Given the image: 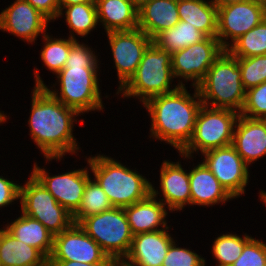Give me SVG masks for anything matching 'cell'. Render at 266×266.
<instances>
[{
    "mask_svg": "<svg viewBox=\"0 0 266 266\" xmlns=\"http://www.w3.org/2000/svg\"><path fill=\"white\" fill-rule=\"evenodd\" d=\"M160 192L163 197L159 200L169 212L181 211L190 204L189 172L182 168L181 162L164 160L160 167Z\"/></svg>",
    "mask_w": 266,
    "mask_h": 266,
    "instance_id": "e0dca14e",
    "label": "cell"
},
{
    "mask_svg": "<svg viewBox=\"0 0 266 266\" xmlns=\"http://www.w3.org/2000/svg\"><path fill=\"white\" fill-rule=\"evenodd\" d=\"M49 261H78L80 263L110 262V257L86 234L79 224L54 235Z\"/></svg>",
    "mask_w": 266,
    "mask_h": 266,
    "instance_id": "9a60e30c",
    "label": "cell"
},
{
    "mask_svg": "<svg viewBox=\"0 0 266 266\" xmlns=\"http://www.w3.org/2000/svg\"><path fill=\"white\" fill-rule=\"evenodd\" d=\"M79 225L108 257L128 255L134 235L124 208L112 207L110 210L85 217Z\"/></svg>",
    "mask_w": 266,
    "mask_h": 266,
    "instance_id": "ba28073f",
    "label": "cell"
},
{
    "mask_svg": "<svg viewBox=\"0 0 266 266\" xmlns=\"http://www.w3.org/2000/svg\"><path fill=\"white\" fill-rule=\"evenodd\" d=\"M106 193L94 179H89L78 210L72 215L73 222L79 224L85 217L99 214L112 208Z\"/></svg>",
    "mask_w": 266,
    "mask_h": 266,
    "instance_id": "f546056e",
    "label": "cell"
},
{
    "mask_svg": "<svg viewBox=\"0 0 266 266\" xmlns=\"http://www.w3.org/2000/svg\"><path fill=\"white\" fill-rule=\"evenodd\" d=\"M53 266H109L110 262L80 263L78 261H50Z\"/></svg>",
    "mask_w": 266,
    "mask_h": 266,
    "instance_id": "f35d334b",
    "label": "cell"
},
{
    "mask_svg": "<svg viewBox=\"0 0 266 266\" xmlns=\"http://www.w3.org/2000/svg\"><path fill=\"white\" fill-rule=\"evenodd\" d=\"M197 89L203 105L240 113L246 90L242 85L237 58L224 50L208 69Z\"/></svg>",
    "mask_w": 266,
    "mask_h": 266,
    "instance_id": "5b68a950",
    "label": "cell"
},
{
    "mask_svg": "<svg viewBox=\"0 0 266 266\" xmlns=\"http://www.w3.org/2000/svg\"><path fill=\"white\" fill-rule=\"evenodd\" d=\"M253 1H255V2H257V3H261V4H263L264 6H266V0H253Z\"/></svg>",
    "mask_w": 266,
    "mask_h": 266,
    "instance_id": "7dc6e473",
    "label": "cell"
},
{
    "mask_svg": "<svg viewBox=\"0 0 266 266\" xmlns=\"http://www.w3.org/2000/svg\"><path fill=\"white\" fill-rule=\"evenodd\" d=\"M32 169V175L43 184L60 205L73 215L81 205L85 186L91 178L88 167L58 173V175H50L37 163H34Z\"/></svg>",
    "mask_w": 266,
    "mask_h": 266,
    "instance_id": "5bb4252c",
    "label": "cell"
},
{
    "mask_svg": "<svg viewBox=\"0 0 266 266\" xmlns=\"http://www.w3.org/2000/svg\"><path fill=\"white\" fill-rule=\"evenodd\" d=\"M44 42V47L40 52L41 60L44 66L52 71L54 74H58L65 66L66 60L68 58L71 49V38H53L45 33L42 36Z\"/></svg>",
    "mask_w": 266,
    "mask_h": 266,
    "instance_id": "1f68e13d",
    "label": "cell"
},
{
    "mask_svg": "<svg viewBox=\"0 0 266 266\" xmlns=\"http://www.w3.org/2000/svg\"><path fill=\"white\" fill-rule=\"evenodd\" d=\"M21 214L4 228L16 239L38 249L49 259L53 250L54 235L40 221Z\"/></svg>",
    "mask_w": 266,
    "mask_h": 266,
    "instance_id": "cb8c5ba5",
    "label": "cell"
},
{
    "mask_svg": "<svg viewBox=\"0 0 266 266\" xmlns=\"http://www.w3.org/2000/svg\"><path fill=\"white\" fill-rule=\"evenodd\" d=\"M208 36L188 22L179 21L171 29L159 33L152 42L171 55L189 45L201 42Z\"/></svg>",
    "mask_w": 266,
    "mask_h": 266,
    "instance_id": "4316f807",
    "label": "cell"
},
{
    "mask_svg": "<svg viewBox=\"0 0 266 266\" xmlns=\"http://www.w3.org/2000/svg\"><path fill=\"white\" fill-rule=\"evenodd\" d=\"M50 21L58 19L60 12L58 0H26Z\"/></svg>",
    "mask_w": 266,
    "mask_h": 266,
    "instance_id": "74e56055",
    "label": "cell"
},
{
    "mask_svg": "<svg viewBox=\"0 0 266 266\" xmlns=\"http://www.w3.org/2000/svg\"><path fill=\"white\" fill-rule=\"evenodd\" d=\"M227 51L235 58L266 55V18L237 39Z\"/></svg>",
    "mask_w": 266,
    "mask_h": 266,
    "instance_id": "f1b7e54d",
    "label": "cell"
},
{
    "mask_svg": "<svg viewBox=\"0 0 266 266\" xmlns=\"http://www.w3.org/2000/svg\"><path fill=\"white\" fill-rule=\"evenodd\" d=\"M20 198V185L0 176V208L7 207Z\"/></svg>",
    "mask_w": 266,
    "mask_h": 266,
    "instance_id": "8d00e7d4",
    "label": "cell"
},
{
    "mask_svg": "<svg viewBox=\"0 0 266 266\" xmlns=\"http://www.w3.org/2000/svg\"><path fill=\"white\" fill-rule=\"evenodd\" d=\"M96 0H58L60 11L63 7L73 5V4H82L86 2H95Z\"/></svg>",
    "mask_w": 266,
    "mask_h": 266,
    "instance_id": "60d3db41",
    "label": "cell"
},
{
    "mask_svg": "<svg viewBox=\"0 0 266 266\" xmlns=\"http://www.w3.org/2000/svg\"><path fill=\"white\" fill-rule=\"evenodd\" d=\"M20 185L21 212L40 221L53 235L68 229L74 222L72 214L32 174Z\"/></svg>",
    "mask_w": 266,
    "mask_h": 266,
    "instance_id": "9c48e42d",
    "label": "cell"
},
{
    "mask_svg": "<svg viewBox=\"0 0 266 266\" xmlns=\"http://www.w3.org/2000/svg\"><path fill=\"white\" fill-rule=\"evenodd\" d=\"M259 197H260V200L264 203V205L266 206V192L261 190L259 192Z\"/></svg>",
    "mask_w": 266,
    "mask_h": 266,
    "instance_id": "ee69618b",
    "label": "cell"
},
{
    "mask_svg": "<svg viewBox=\"0 0 266 266\" xmlns=\"http://www.w3.org/2000/svg\"><path fill=\"white\" fill-rule=\"evenodd\" d=\"M231 266H266V243L252 237Z\"/></svg>",
    "mask_w": 266,
    "mask_h": 266,
    "instance_id": "d590c367",
    "label": "cell"
},
{
    "mask_svg": "<svg viewBox=\"0 0 266 266\" xmlns=\"http://www.w3.org/2000/svg\"><path fill=\"white\" fill-rule=\"evenodd\" d=\"M186 86L149 98L143 106L151 118L150 137L167 142L179 153L191 140L202 101L197 87Z\"/></svg>",
    "mask_w": 266,
    "mask_h": 266,
    "instance_id": "3957f363",
    "label": "cell"
},
{
    "mask_svg": "<svg viewBox=\"0 0 266 266\" xmlns=\"http://www.w3.org/2000/svg\"><path fill=\"white\" fill-rule=\"evenodd\" d=\"M64 9L65 11H63ZM61 16L65 17V21L70 30L69 38L72 39H77L74 33L79 35V37L81 36V38L86 37V35L90 34L99 25L96 2L65 6L59 12L58 18Z\"/></svg>",
    "mask_w": 266,
    "mask_h": 266,
    "instance_id": "83f0119b",
    "label": "cell"
},
{
    "mask_svg": "<svg viewBox=\"0 0 266 266\" xmlns=\"http://www.w3.org/2000/svg\"><path fill=\"white\" fill-rule=\"evenodd\" d=\"M232 145L248 166L266 156V119L239 115Z\"/></svg>",
    "mask_w": 266,
    "mask_h": 266,
    "instance_id": "ac0fdd59",
    "label": "cell"
},
{
    "mask_svg": "<svg viewBox=\"0 0 266 266\" xmlns=\"http://www.w3.org/2000/svg\"><path fill=\"white\" fill-rule=\"evenodd\" d=\"M173 79L171 54L159 49L152 42L143 53L134 75L120 90H117L116 95L122 93L123 98L138 97L144 104L151 97L185 86L179 79L178 84L172 88Z\"/></svg>",
    "mask_w": 266,
    "mask_h": 266,
    "instance_id": "8992f818",
    "label": "cell"
},
{
    "mask_svg": "<svg viewBox=\"0 0 266 266\" xmlns=\"http://www.w3.org/2000/svg\"><path fill=\"white\" fill-rule=\"evenodd\" d=\"M237 61L245 90L266 81V55L237 58Z\"/></svg>",
    "mask_w": 266,
    "mask_h": 266,
    "instance_id": "d6a6232c",
    "label": "cell"
},
{
    "mask_svg": "<svg viewBox=\"0 0 266 266\" xmlns=\"http://www.w3.org/2000/svg\"><path fill=\"white\" fill-rule=\"evenodd\" d=\"M158 194L160 192L151 185V194L147 198L124 208L133 235L169 227L165 220L167 207L158 199Z\"/></svg>",
    "mask_w": 266,
    "mask_h": 266,
    "instance_id": "d6986e66",
    "label": "cell"
},
{
    "mask_svg": "<svg viewBox=\"0 0 266 266\" xmlns=\"http://www.w3.org/2000/svg\"><path fill=\"white\" fill-rule=\"evenodd\" d=\"M247 234L238 236L233 233L219 235L213 242L212 255L217 266H231L241 255L244 245L251 239Z\"/></svg>",
    "mask_w": 266,
    "mask_h": 266,
    "instance_id": "4dcf8cb0",
    "label": "cell"
},
{
    "mask_svg": "<svg viewBox=\"0 0 266 266\" xmlns=\"http://www.w3.org/2000/svg\"><path fill=\"white\" fill-rule=\"evenodd\" d=\"M152 0H131V2L133 3L134 7L139 10L140 8H142L145 4L151 2Z\"/></svg>",
    "mask_w": 266,
    "mask_h": 266,
    "instance_id": "7bdbcfd3",
    "label": "cell"
},
{
    "mask_svg": "<svg viewBox=\"0 0 266 266\" xmlns=\"http://www.w3.org/2000/svg\"><path fill=\"white\" fill-rule=\"evenodd\" d=\"M240 115L250 119H266V81L246 90Z\"/></svg>",
    "mask_w": 266,
    "mask_h": 266,
    "instance_id": "836d02e7",
    "label": "cell"
},
{
    "mask_svg": "<svg viewBox=\"0 0 266 266\" xmlns=\"http://www.w3.org/2000/svg\"><path fill=\"white\" fill-rule=\"evenodd\" d=\"M86 159L94 179L102 187L113 207L125 208L151 194L152 183L118 160L101 154Z\"/></svg>",
    "mask_w": 266,
    "mask_h": 266,
    "instance_id": "277c9868",
    "label": "cell"
},
{
    "mask_svg": "<svg viewBox=\"0 0 266 266\" xmlns=\"http://www.w3.org/2000/svg\"><path fill=\"white\" fill-rule=\"evenodd\" d=\"M202 162L233 197L244 194L249 182V167L231 144L203 153Z\"/></svg>",
    "mask_w": 266,
    "mask_h": 266,
    "instance_id": "7c38bea8",
    "label": "cell"
},
{
    "mask_svg": "<svg viewBox=\"0 0 266 266\" xmlns=\"http://www.w3.org/2000/svg\"><path fill=\"white\" fill-rule=\"evenodd\" d=\"M7 120V116L6 114H4V111H0V124H2L3 122L5 123Z\"/></svg>",
    "mask_w": 266,
    "mask_h": 266,
    "instance_id": "f6af8a7d",
    "label": "cell"
},
{
    "mask_svg": "<svg viewBox=\"0 0 266 266\" xmlns=\"http://www.w3.org/2000/svg\"><path fill=\"white\" fill-rule=\"evenodd\" d=\"M223 51L216 37H207L173 53L171 66L174 78H182L185 82L192 80L191 86L197 87Z\"/></svg>",
    "mask_w": 266,
    "mask_h": 266,
    "instance_id": "30bf717a",
    "label": "cell"
},
{
    "mask_svg": "<svg viewBox=\"0 0 266 266\" xmlns=\"http://www.w3.org/2000/svg\"><path fill=\"white\" fill-rule=\"evenodd\" d=\"M179 21L177 0H152L138 10V28L152 40Z\"/></svg>",
    "mask_w": 266,
    "mask_h": 266,
    "instance_id": "7402d4cb",
    "label": "cell"
},
{
    "mask_svg": "<svg viewBox=\"0 0 266 266\" xmlns=\"http://www.w3.org/2000/svg\"><path fill=\"white\" fill-rule=\"evenodd\" d=\"M28 127L45 161L62 160L66 153L80 150L73 136L74 122L80 114L54 98L44 87H34Z\"/></svg>",
    "mask_w": 266,
    "mask_h": 266,
    "instance_id": "7a4b0ae2",
    "label": "cell"
},
{
    "mask_svg": "<svg viewBox=\"0 0 266 266\" xmlns=\"http://www.w3.org/2000/svg\"><path fill=\"white\" fill-rule=\"evenodd\" d=\"M205 264V258L187 247H178L174 240L169 246L162 266H206Z\"/></svg>",
    "mask_w": 266,
    "mask_h": 266,
    "instance_id": "e575fe53",
    "label": "cell"
},
{
    "mask_svg": "<svg viewBox=\"0 0 266 266\" xmlns=\"http://www.w3.org/2000/svg\"><path fill=\"white\" fill-rule=\"evenodd\" d=\"M109 266H139L134 261H131L127 256L110 257Z\"/></svg>",
    "mask_w": 266,
    "mask_h": 266,
    "instance_id": "ab89813d",
    "label": "cell"
},
{
    "mask_svg": "<svg viewBox=\"0 0 266 266\" xmlns=\"http://www.w3.org/2000/svg\"><path fill=\"white\" fill-rule=\"evenodd\" d=\"M39 266H53V265L51 264V262L49 261V259H47L44 263H42Z\"/></svg>",
    "mask_w": 266,
    "mask_h": 266,
    "instance_id": "bcb514c9",
    "label": "cell"
},
{
    "mask_svg": "<svg viewBox=\"0 0 266 266\" xmlns=\"http://www.w3.org/2000/svg\"><path fill=\"white\" fill-rule=\"evenodd\" d=\"M240 113L206 105L200 107L194 132L188 144L179 152L184 159H190L193 153L201 154L233 143L236 121Z\"/></svg>",
    "mask_w": 266,
    "mask_h": 266,
    "instance_id": "52a82bcc",
    "label": "cell"
},
{
    "mask_svg": "<svg viewBox=\"0 0 266 266\" xmlns=\"http://www.w3.org/2000/svg\"><path fill=\"white\" fill-rule=\"evenodd\" d=\"M190 205L213 206L234 199L202 162L189 171Z\"/></svg>",
    "mask_w": 266,
    "mask_h": 266,
    "instance_id": "44dd1931",
    "label": "cell"
},
{
    "mask_svg": "<svg viewBox=\"0 0 266 266\" xmlns=\"http://www.w3.org/2000/svg\"><path fill=\"white\" fill-rule=\"evenodd\" d=\"M84 44L71 38V49L65 66L56 74L60 92L56 88L53 90V87L50 90L44 84L38 69L34 70V87H44L54 98L79 114L82 113L81 115L104 109L97 73L100 63L98 64L99 60L92 47Z\"/></svg>",
    "mask_w": 266,
    "mask_h": 266,
    "instance_id": "6da1fadb",
    "label": "cell"
},
{
    "mask_svg": "<svg viewBox=\"0 0 266 266\" xmlns=\"http://www.w3.org/2000/svg\"><path fill=\"white\" fill-rule=\"evenodd\" d=\"M216 6H228L235 3L244 2L247 0H212Z\"/></svg>",
    "mask_w": 266,
    "mask_h": 266,
    "instance_id": "b9f144b4",
    "label": "cell"
},
{
    "mask_svg": "<svg viewBox=\"0 0 266 266\" xmlns=\"http://www.w3.org/2000/svg\"><path fill=\"white\" fill-rule=\"evenodd\" d=\"M99 24L105 32L128 31L138 28V10L128 0H96Z\"/></svg>",
    "mask_w": 266,
    "mask_h": 266,
    "instance_id": "603a6c76",
    "label": "cell"
},
{
    "mask_svg": "<svg viewBox=\"0 0 266 266\" xmlns=\"http://www.w3.org/2000/svg\"><path fill=\"white\" fill-rule=\"evenodd\" d=\"M47 258L36 248L0 229V266H39Z\"/></svg>",
    "mask_w": 266,
    "mask_h": 266,
    "instance_id": "484cf974",
    "label": "cell"
},
{
    "mask_svg": "<svg viewBox=\"0 0 266 266\" xmlns=\"http://www.w3.org/2000/svg\"><path fill=\"white\" fill-rule=\"evenodd\" d=\"M51 22L26 0H15L0 13V30L17 36L28 44L47 33Z\"/></svg>",
    "mask_w": 266,
    "mask_h": 266,
    "instance_id": "2e32d148",
    "label": "cell"
},
{
    "mask_svg": "<svg viewBox=\"0 0 266 266\" xmlns=\"http://www.w3.org/2000/svg\"><path fill=\"white\" fill-rule=\"evenodd\" d=\"M169 228L134 235L127 257L139 266H162L174 241L168 233Z\"/></svg>",
    "mask_w": 266,
    "mask_h": 266,
    "instance_id": "ffe728a7",
    "label": "cell"
},
{
    "mask_svg": "<svg viewBox=\"0 0 266 266\" xmlns=\"http://www.w3.org/2000/svg\"><path fill=\"white\" fill-rule=\"evenodd\" d=\"M180 21L188 22L208 37L217 35V6L211 0H177Z\"/></svg>",
    "mask_w": 266,
    "mask_h": 266,
    "instance_id": "d4e9b609",
    "label": "cell"
},
{
    "mask_svg": "<svg viewBox=\"0 0 266 266\" xmlns=\"http://www.w3.org/2000/svg\"><path fill=\"white\" fill-rule=\"evenodd\" d=\"M117 69L118 90H120L134 75L142 59L143 53L152 43L139 28L128 31H112L106 33Z\"/></svg>",
    "mask_w": 266,
    "mask_h": 266,
    "instance_id": "4fadbf2b",
    "label": "cell"
},
{
    "mask_svg": "<svg viewBox=\"0 0 266 266\" xmlns=\"http://www.w3.org/2000/svg\"><path fill=\"white\" fill-rule=\"evenodd\" d=\"M265 18L266 6L253 0L217 6L216 38L222 48L227 50L237 39ZM229 39L231 41H226Z\"/></svg>",
    "mask_w": 266,
    "mask_h": 266,
    "instance_id": "8fae6325",
    "label": "cell"
}]
</instances>
